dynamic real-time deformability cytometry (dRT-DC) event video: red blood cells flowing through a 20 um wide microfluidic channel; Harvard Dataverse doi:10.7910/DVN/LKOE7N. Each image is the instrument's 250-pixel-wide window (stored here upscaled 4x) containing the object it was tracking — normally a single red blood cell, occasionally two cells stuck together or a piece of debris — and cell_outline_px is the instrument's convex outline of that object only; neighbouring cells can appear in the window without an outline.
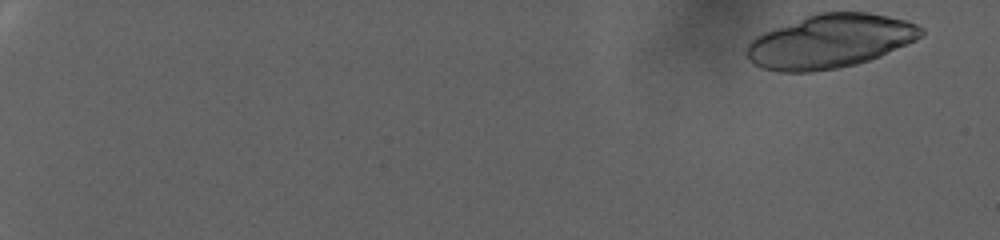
{"species": "human", "species_latin": "Homo sapiens", "temperature_condition": "warm", "stored_images_in_passage": 38, "camera_frame_rate_fps": 3000, "um_per_image_px": 0.085, "donor": {"sex": "female"}, "frame": {"image": 1, "passage_image": 1, "time_ms": 0.0, "image_size_px": [1000, 240], "cell_outline_px": [[924, 36], [916, 40], [880, 56], [856, 64], [836, 68], [812, 72], [780, 72], [760, 68], [752, 64], [748, 60], [744, 52], [744, 48], [756, 36], [764, 32], [816, 12], [868, 12], [888, 16], [904, 20], [916, 24], [924, 28]], "centroid_in_image_um": [70.53, 3.52], "position_along_channel_um": 14.5, "area_um2": 54.85}}
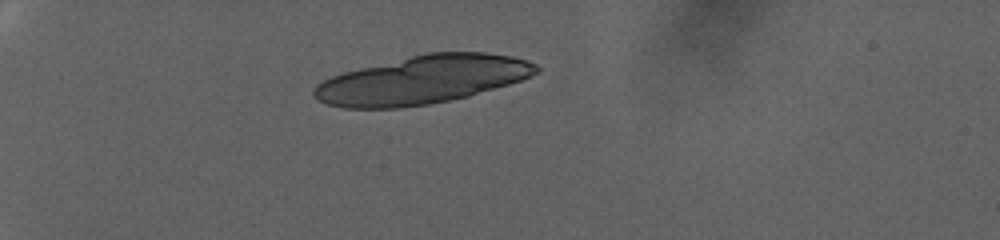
{"frame": {"image": 2, "passage_image": 24, "time_ms": 7.667, "image_size_px": [1000, 240], "cell_outline_px": [[540, 72], [520, 80], [508, 84], [468, 96], [428, 104], [400, 108], [344, 108], [328, 104], [316, 100], [312, 96], [312, 88], [316, 84], [332, 76], [344, 72], [360, 68], [428, 52], [484, 52], [512, 56], [528, 60], [536, 64], [540, 68]], "centroid_in_image_um": [35.89, 6.79], "position_along_channel_um": 49.1, "area_um2": 62.19}}
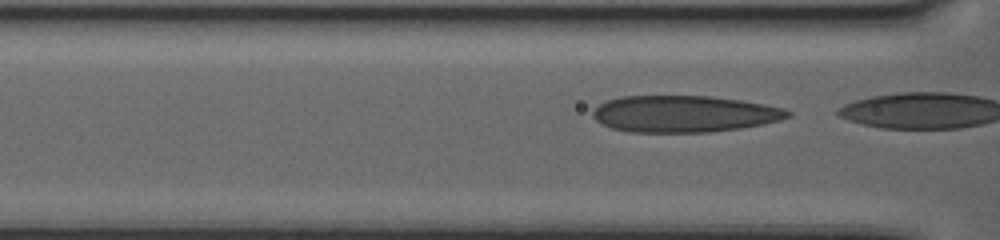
{"frame": {"image": 3, "passage_image": 36, "time_ms": 11.667, "image_size_px": [1000, 240], "cell_outline_px": [[792, 116], [780, 120], [764, 124], [740, 128], [708, 132], [628, 132], [612, 128], [596, 120], [592, 116], [592, 112], [600, 104], [608, 100], [620, 96], [712, 96], [740, 100], [764, 104], [784, 108], [792, 112]], "centroid_in_image_um": [58.18, 9.68], "position_along_channel_um": 108.4, "area_um2": 41.67}}